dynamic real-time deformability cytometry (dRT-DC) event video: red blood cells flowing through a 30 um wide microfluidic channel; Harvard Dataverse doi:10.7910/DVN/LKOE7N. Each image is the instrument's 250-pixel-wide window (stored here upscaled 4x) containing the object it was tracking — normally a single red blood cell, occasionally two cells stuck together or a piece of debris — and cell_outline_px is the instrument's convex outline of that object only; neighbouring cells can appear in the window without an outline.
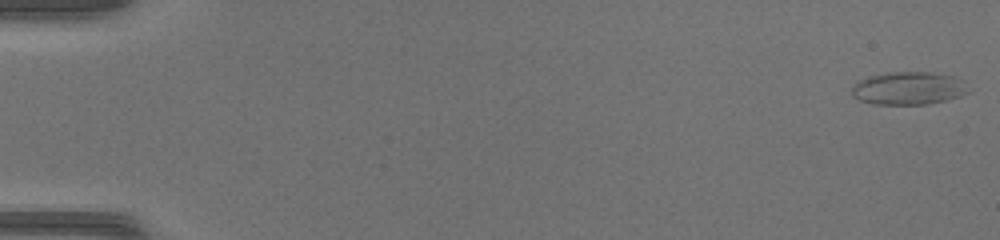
{"species": "common noctule bat (a hibernating species)", "species_latin": "Nyctalus noctula", "temperature_condition": "warm", "stored_images_in_passage": 3, "camera_frame_rate_fps": 3000, "um_per_image_px": 0.085, "animal": {"sex": "female", "body_mass_g": 17.0, "forearm_length_mm": 48.0}, "frame": {"image": 1, "passage_image": 2, "time_ms": 0.333, "image_size_px": [1000, 240], "cell_outline_px": [[936, 100], [916, 104], [888, 104], [864, 100], [864, 84], [868, 80], [880, 76], [932, 76]], "centroid_in_image_um": [76.5, 7.64], "position_along_channel_um": 8.5, "area_um2": 13.24}}